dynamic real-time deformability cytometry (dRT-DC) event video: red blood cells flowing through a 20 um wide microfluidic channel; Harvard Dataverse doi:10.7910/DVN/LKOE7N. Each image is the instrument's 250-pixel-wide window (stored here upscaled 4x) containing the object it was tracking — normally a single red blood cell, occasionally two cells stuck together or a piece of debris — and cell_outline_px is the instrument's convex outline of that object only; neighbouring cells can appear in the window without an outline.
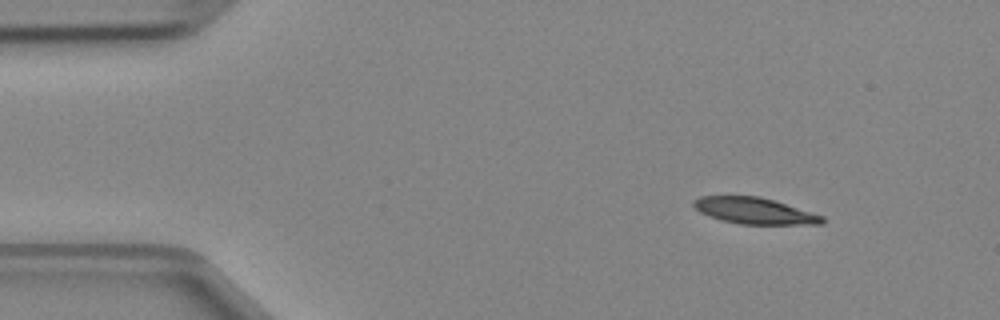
{"species": "Egyptian fruit bat (a non-hibernating species)", "species_latin": "Rousettus aegyptiacus", "temperature_condition": "cold", "stored_images_in_passage": 4, "camera_frame_rate_fps": 3000, "um_per_image_px": 0.085, "animal": {"sex": "female"}, "frame": {"image": 1, "passage_image": 1, "time_ms": 0.0, "image_size_px": [1000, 320], "cell_outline_px": [[824, 224], [740, 224], [720, 220], [708, 216], [700, 212], [692, 204], [692, 200], [700, 196], [760, 196], [824, 216]], "centroid_in_image_um": [64.09, 17.92], "position_along_channel_um": 20.9, "area_um2": 19.65}}